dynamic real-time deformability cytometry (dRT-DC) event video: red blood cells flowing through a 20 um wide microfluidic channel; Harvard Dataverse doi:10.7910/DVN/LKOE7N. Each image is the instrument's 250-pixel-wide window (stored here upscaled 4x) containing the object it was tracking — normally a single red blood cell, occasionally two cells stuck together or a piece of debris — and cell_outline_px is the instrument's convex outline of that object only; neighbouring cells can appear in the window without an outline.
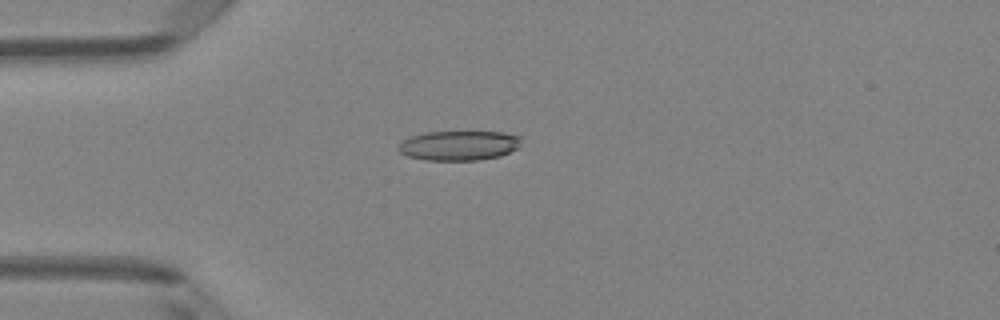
{"species": "Egyptian fruit bat (a non-hibernating species)", "species_latin": "Rousettus aegyptiacus", "temperature_condition": "room temperature", "stored_images_in_passage": 5, "camera_frame_rate_fps": 3000, "um_per_image_px": 0.085, "animal": {"sex": "female"}, "frame": {"image": 1, "passage_image": 4, "time_ms": 1.0, "image_size_px": [1000, 320], "cell_outline_px": [[524, 136], [520, 148], [500, 156], [480, 160], [424, 160], [408, 156], [400, 152], [396, 148], [404, 140], [412, 136], [424, 132], [500, 132]], "centroid_in_image_um": [39.08, 12.37], "position_along_channel_um": 45.9, "area_um2": 21.5}}